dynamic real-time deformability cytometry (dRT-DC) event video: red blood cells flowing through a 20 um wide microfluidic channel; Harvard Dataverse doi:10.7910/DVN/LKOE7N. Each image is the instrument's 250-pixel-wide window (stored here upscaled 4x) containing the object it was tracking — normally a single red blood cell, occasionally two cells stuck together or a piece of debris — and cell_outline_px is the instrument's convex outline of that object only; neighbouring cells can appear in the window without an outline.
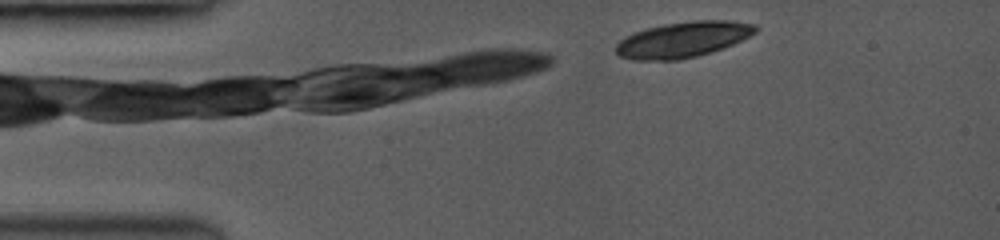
{"species": "common noctule bat (a hibernating species)", "species_latin": "Nyctalus noctula", "temperature_condition": "room temperature", "stored_images_in_passage": 2, "camera_frame_rate_fps": 3500, "um_per_image_px": 0.085, "animal": {"sex": "female", "body_mass_g": 19.0, "forearm_length_mm": 53.3}, "frame": {"image": 1, "passage_image": 2, "time_ms": 0.286, "image_size_px": [1000, 240], "cell_outline_px": [[756, 32], [732, 44], [696, 56], [676, 60], [636, 60], [620, 56], [616, 52], [616, 44], [620, 40], [636, 32], [648, 28], [668, 24], [692, 20], [724, 20], [756, 24]], "centroid_in_image_um": [58.04, 3.36], "position_along_channel_um": 27.0, "area_um2": 28.32}}